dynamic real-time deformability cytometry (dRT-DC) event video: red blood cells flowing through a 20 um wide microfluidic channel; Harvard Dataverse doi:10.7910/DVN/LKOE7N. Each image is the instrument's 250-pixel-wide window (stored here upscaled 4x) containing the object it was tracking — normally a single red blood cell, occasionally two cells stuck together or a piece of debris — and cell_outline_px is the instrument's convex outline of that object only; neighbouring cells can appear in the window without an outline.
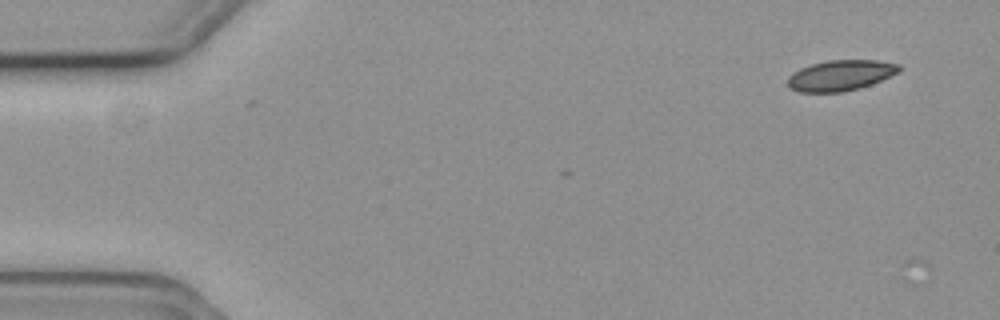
{"species": "common noctule bat (a hibernating species)", "species_latin": "Nyctalus noctula", "temperature_condition": "cold", "stored_images_in_passage": 4, "camera_frame_rate_fps": 3000, "um_per_image_px": 0.085, "animal": {"sex": "female", "body_mass_g": 19.3, "forearm_length_mm": 54.1}, "frame": {"image": 1, "passage_image": 3, "time_ms": 0.667, "image_size_px": [1000, 320], "cell_outline_px": [[904, 68], [900, 72], [872, 84], [860, 88], [844, 92], [800, 92], [788, 88], [788, 76], [792, 72], [800, 68], [812, 64], [828, 60], [876, 60], [900, 64]], "centroid_in_image_um": [71.47, 6.41], "position_along_channel_um": 13.5, "area_um2": 20.17}}